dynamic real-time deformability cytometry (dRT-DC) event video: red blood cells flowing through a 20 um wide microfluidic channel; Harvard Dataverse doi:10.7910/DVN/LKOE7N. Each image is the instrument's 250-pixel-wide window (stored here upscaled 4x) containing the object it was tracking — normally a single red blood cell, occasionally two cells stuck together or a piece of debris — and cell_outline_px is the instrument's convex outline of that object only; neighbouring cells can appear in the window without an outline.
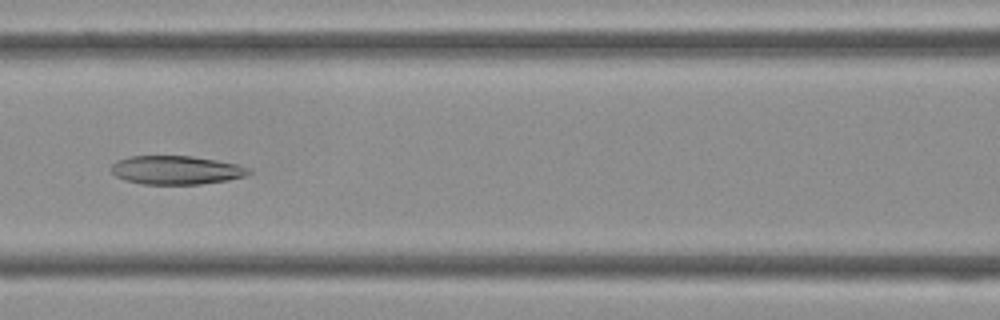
{"species": "Egyptian fruit bat (a non-hibernating species)", "species_latin": "Rousettus aegyptiacus", "temperature_condition": "cold", "stored_images_in_passage": 31, "camera_frame_rate_fps": 3000, "um_per_image_px": 0.085, "frame": {"image": 1, "passage_image": 7, "time_ms": 2.0, "image_size_px": [1000, 320], "cell_outline_px": [[252, 172], [248, 176], [228, 180], [200, 184], [140, 184], [124, 180], [116, 176], [112, 172], [112, 164], [116, 160], [128, 156], [192, 156], [216, 160], [236, 164], [252, 168]], "centroid_in_image_um": [15.0, 14.46], "position_along_channel_um": 151.6, "area_um2": 23.18}}
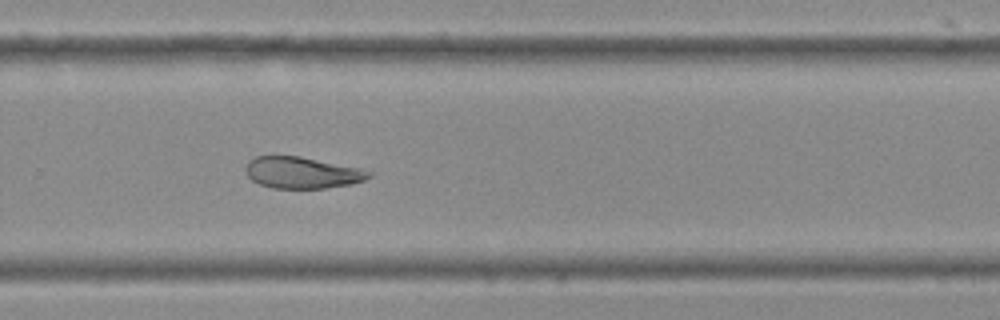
{"frame": {"image": 2, "passage_image": 17, "time_ms": 5.333, "image_size_px": [1000, 320], "cell_outline_px": [[372, 176], [364, 180], [348, 184], [324, 188], [272, 188], [260, 184], [252, 180], [248, 176], [244, 168], [248, 160], [256, 156], [300, 156], [360, 168], [372, 172]], "centroid_in_image_um": [25.65, 14.67], "position_along_channel_um": 304.2, "area_um2": 22.54}}
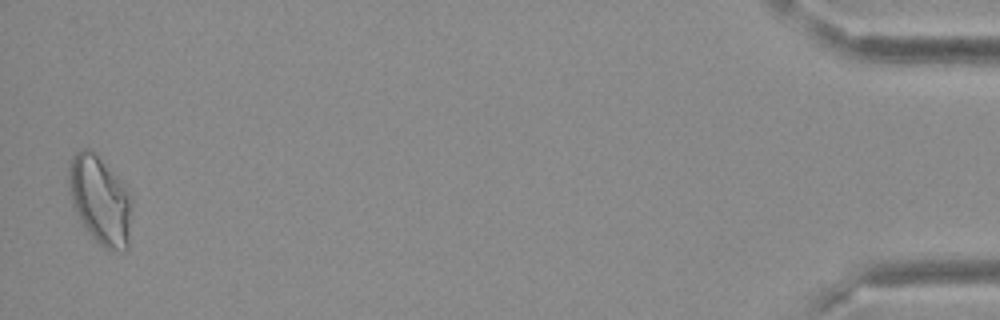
{"frame": {"image": 3, "passage_image": 31, "time_ms": 10.0, "image_size_px": [1000, 320], "cell_outline_px": [[132, 204], [128, 248], [124, 252], [108, 252], [88, 232], [72, 204], [68, 184], [68, 160], [76, 152], [84, 148], [88, 148], [120, 180], [132, 196]], "centroid_in_image_um": [8.52, 17.06], "position_along_channel_um": 426.7, "area_um2": 32.48}}